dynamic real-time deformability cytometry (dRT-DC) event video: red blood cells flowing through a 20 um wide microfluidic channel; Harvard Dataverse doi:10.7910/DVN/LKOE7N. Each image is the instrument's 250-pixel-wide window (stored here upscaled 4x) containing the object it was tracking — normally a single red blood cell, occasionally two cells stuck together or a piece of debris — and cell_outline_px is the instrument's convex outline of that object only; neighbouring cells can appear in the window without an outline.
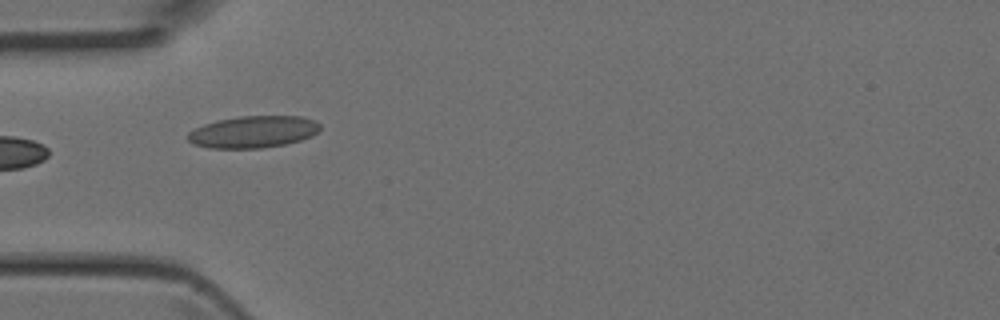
{"species": "Egyptian fruit bat (a non-hibernating species)", "species_latin": "Rousettus aegyptiacus", "temperature_condition": "room temperature", "stored_images_in_passage": 6, "camera_frame_rate_fps": 3000, "um_per_image_px": 0.085, "animal": {"sex": "female"}, "frame": {"image": 1, "passage_image": 5, "time_ms": 1.333, "image_size_px": [1000, 320], "cell_outline_px": [[320, 128], [312, 136], [300, 140], [284, 144], [260, 148], [208, 148], [192, 144], [188, 140], [188, 132], [204, 124], [216, 120], [240, 116], [300, 116], [316, 120], [320, 124]], "centroid_in_image_um": [21.51, 11.2], "position_along_channel_um": 63.5, "area_um2": 24.62}}
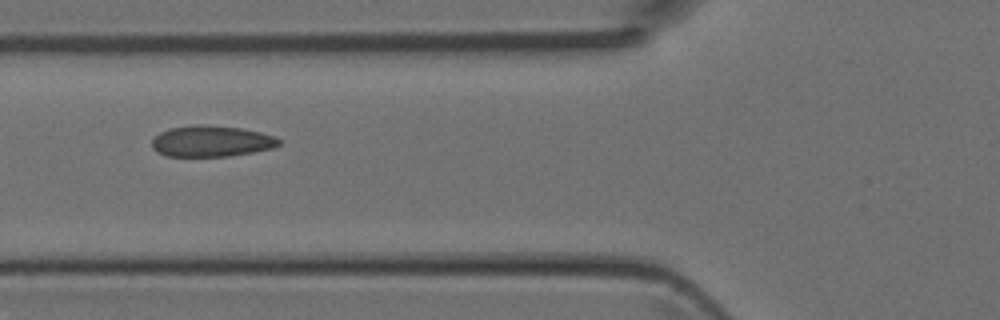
{"frame": {"image": 2, "passage_image": 6, "time_ms": 1.667, "image_size_px": [1000, 320], "cell_outline_px": [[280, 144], [272, 148], [252, 152], [228, 156], [168, 156], [156, 152], [152, 148], [152, 140], [160, 132], [168, 128], [196, 124], [204, 124], [240, 128], [260, 132], [276, 136], [280, 140]], "centroid_in_image_um": [17.95, 11.99], "position_along_channel_um": 107.9, "area_um2": 23.06}}